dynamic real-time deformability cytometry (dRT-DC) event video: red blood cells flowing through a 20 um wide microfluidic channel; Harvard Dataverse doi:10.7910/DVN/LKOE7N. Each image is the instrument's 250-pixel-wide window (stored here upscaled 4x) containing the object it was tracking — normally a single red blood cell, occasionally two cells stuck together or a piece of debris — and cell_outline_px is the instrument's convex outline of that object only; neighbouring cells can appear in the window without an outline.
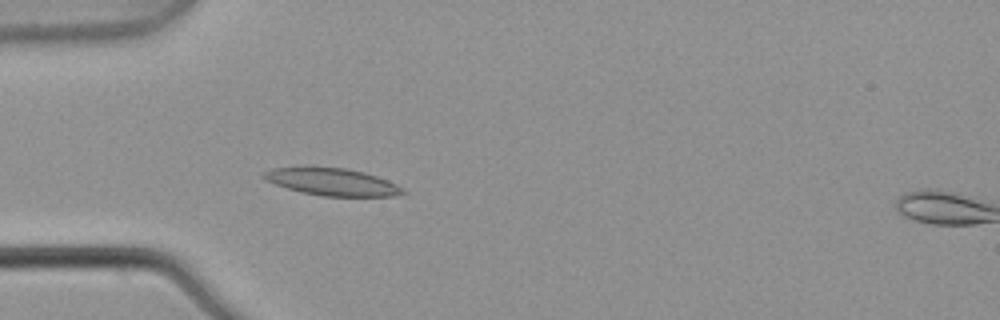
{"species": "common noctule bat (a hibernating species)", "species_latin": "Nyctalus noctula", "temperature_condition": "warm", "stored_images_in_passage": 6, "camera_frame_rate_fps": 3000, "um_per_image_px": 0.085, "animal": {"sex": "male", "body_mass_g": 21.5, "forearm_length_mm": 52.0}, "frame": {"image": 1, "passage_image": 5, "time_ms": 1.333, "image_size_px": [1000, 320], "cell_outline_px": [[408, 192], [396, 196], [324, 196], [300, 192], [264, 180], [260, 176], [264, 172], [272, 168], [304, 164], [344, 168], [364, 172], [388, 180], [404, 188]], "centroid_in_image_um": [28.17, 15.42], "position_along_channel_um": 56.8, "area_um2": 22.89}}